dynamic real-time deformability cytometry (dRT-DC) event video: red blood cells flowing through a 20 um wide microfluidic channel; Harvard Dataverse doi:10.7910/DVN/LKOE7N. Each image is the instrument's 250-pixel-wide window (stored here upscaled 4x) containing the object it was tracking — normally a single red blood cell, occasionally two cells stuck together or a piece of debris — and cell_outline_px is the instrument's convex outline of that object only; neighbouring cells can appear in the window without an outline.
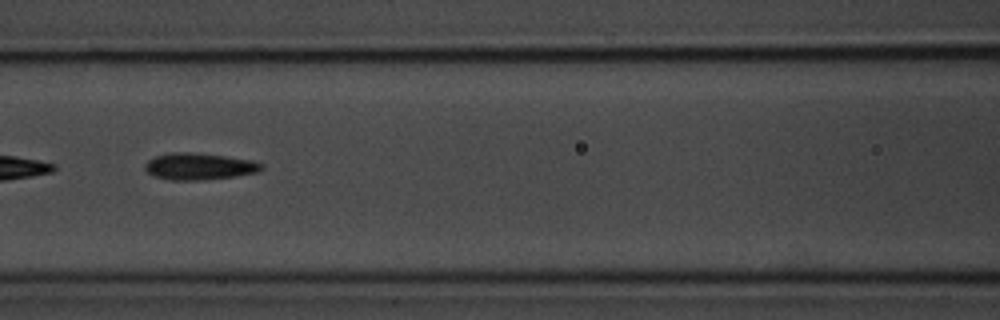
{"species": "common noctule bat (a hibernating species)", "species_latin": "Nyctalus noctula", "temperature_condition": "room temperature", "stored_images_in_passage": 23, "camera_frame_rate_fps": 3000, "um_per_image_px": 0.085, "animal": {"sex": "male", "body_mass_g": 20.1, "forearm_length_mm": 53.5}, "frame": {"image": 1, "passage_image": 16, "time_ms": 5.0, "image_size_px": [1000, 320], "cell_outline_px": [[264, 168], [256, 172], [236, 176], [200, 180], [168, 180], [152, 176], [144, 168], [144, 164], [148, 160], [156, 156], [172, 152], [188, 152], [224, 156], [252, 160], [264, 164]], "centroid_in_image_um": [16.9, 14.15], "position_along_channel_um": 149.7, "area_um2": 18.15}}
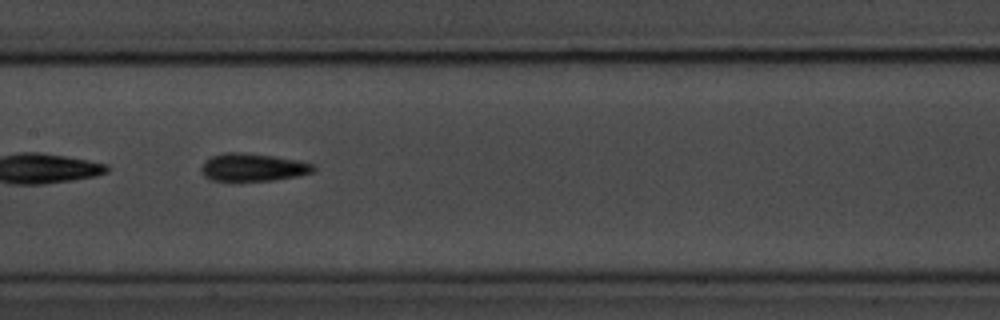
{"frame": {"image": 2, "passage_image": 19, "time_ms": 6.0, "image_size_px": [1000, 320], "cell_outline_px": [[316, 168], [312, 172], [296, 176], [276, 180], [232, 184], [208, 180], [200, 172], [200, 168], [204, 160], [212, 156], [224, 152], [240, 152], [272, 156], [296, 160], [316, 164]], "centroid_in_image_um": [21.4, 14.28], "position_along_channel_um": 186.0, "area_um2": 19.13}}